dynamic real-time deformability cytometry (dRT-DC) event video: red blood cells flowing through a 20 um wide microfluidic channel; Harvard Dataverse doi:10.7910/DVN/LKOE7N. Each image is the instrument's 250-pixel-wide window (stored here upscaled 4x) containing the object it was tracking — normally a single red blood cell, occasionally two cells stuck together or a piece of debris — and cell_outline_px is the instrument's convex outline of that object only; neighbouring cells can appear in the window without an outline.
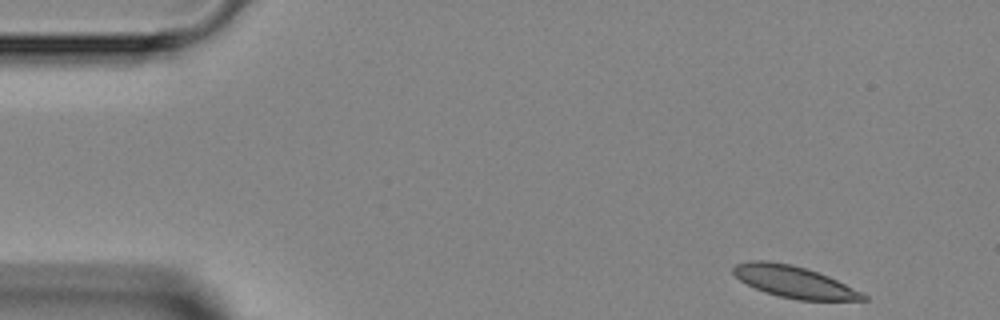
{"species": "Egyptian fruit bat (a non-hibernating species)", "species_latin": "Rousettus aegyptiacus", "temperature_condition": "room temperature", "stored_images_in_passage": 6, "camera_frame_rate_fps": 3000, "um_per_image_px": 0.085, "animal": {"sex": "female"}, "frame": {"image": 1, "passage_image": 1, "time_ms": 0.0, "image_size_px": [1000, 320], "cell_outline_px": [[868, 300], [800, 300], [780, 296], [764, 292], [740, 280], [732, 272], [732, 268], [736, 264], [748, 260], [768, 260], [792, 264], [828, 276], [868, 296]], "centroid_in_image_um": [67.45, 23.94], "position_along_channel_um": 17.6, "area_um2": 23.7}}
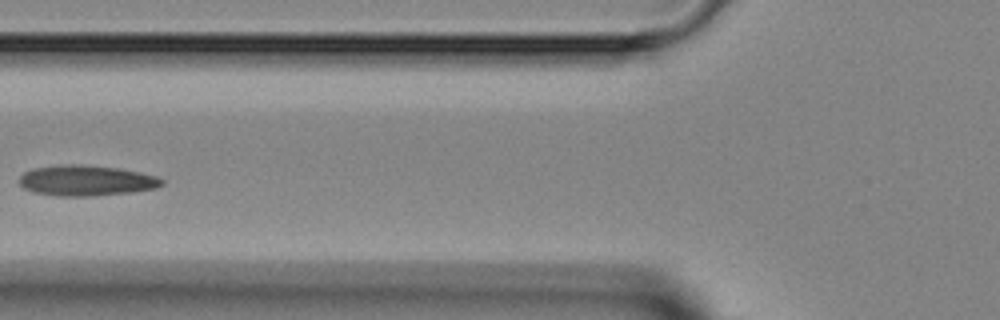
{"frame": {"image": 2, "passage_image": 5, "time_ms": 4.667, "image_size_px": [1000, 320], "cell_outline_px": [[164, 184], [156, 188], [132, 192], [92, 196], [56, 196], [32, 192], [24, 188], [20, 184], [20, 176], [24, 172], [32, 168], [60, 164], [80, 164], [120, 168], [140, 172], [156, 176], [164, 180]], "centroid_in_image_um": [7.32, 15.34], "position_along_channel_um": 118.5, "area_um2": 25.66}}
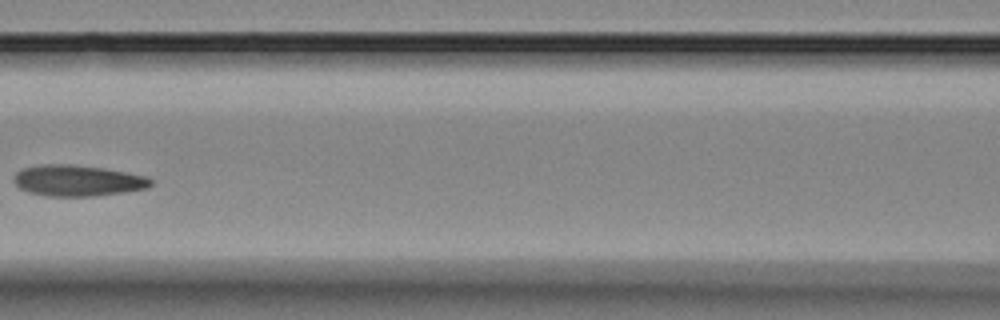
{"frame": {"image": 3, "passage_image": 6, "time_ms": 5.667, "image_size_px": [1000, 320], "cell_outline_px": [[152, 184], [148, 188], [124, 192], [96, 196], [44, 196], [20, 188], [12, 180], [16, 172], [24, 168], [44, 164], [68, 164], [104, 168], [144, 176], [152, 180]], "centroid_in_image_um": [6.59, 15.35], "position_along_channel_um": 160.0, "area_um2": 24.62}}